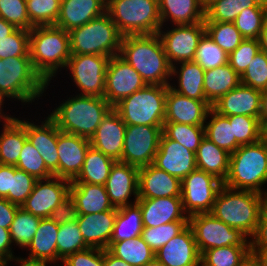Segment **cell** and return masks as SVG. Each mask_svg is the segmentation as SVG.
Returning a JSON list of instances; mask_svg holds the SVG:
<instances>
[{
  "instance_id": "91938a15",
  "label": "cell",
  "mask_w": 267,
  "mask_h": 266,
  "mask_svg": "<svg viewBox=\"0 0 267 266\" xmlns=\"http://www.w3.org/2000/svg\"><path fill=\"white\" fill-rule=\"evenodd\" d=\"M49 218L57 225L76 221L78 210L74 199L69 195L52 211Z\"/></svg>"
},
{
  "instance_id": "7c38bea8",
  "label": "cell",
  "mask_w": 267,
  "mask_h": 266,
  "mask_svg": "<svg viewBox=\"0 0 267 266\" xmlns=\"http://www.w3.org/2000/svg\"><path fill=\"white\" fill-rule=\"evenodd\" d=\"M109 60L108 56L95 54L71 55L66 69L71 72L69 74L81 91L80 95L103 97Z\"/></svg>"
},
{
  "instance_id": "09005b40",
  "label": "cell",
  "mask_w": 267,
  "mask_h": 266,
  "mask_svg": "<svg viewBox=\"0 0 267 266\" xmlns=\"http://www.w3.org/2000/svg\"><path fill=\"white\" fill-rule=\"evenodd\" d=\"M243 266H258V264L251 258L248 262H246Z\"/></svg>"
},
{
  "instance_id": "a7ac6f4b",
  "label": "cell",
  "mask_w": 267,
  "mask_h": 266,
  "mask_svg": "<svg viewBox=\"0 0 267 266\" xmlns=\"http://www.w3.org/2000/svg\"><path fill=\"white\" fill-rule=\"evenodd\" d=\"M20 264V266H48L47 264H52V262L47 260H34L30 258L15 257L13 261Z\"/></svg>"
},
{
  "instance_id": "52a82bcc",
  "label": "cell",
  "mask_w": 267,
  "mask_h": 266,
  "mask_svg": "<svg viewBox=\"0 0 267 266\" xmlns=\"http://www.w3.org/2000/svg\"><path fill=\"white\" fill-rule=\"evenodd\" d=\"M49 84L35 72L30 57H8L0 60V94L4 98L32 103L42 97ZM42 94V95H41Z\"/></svg>"
},
{
  "instance_id": "f6af8a7d",
  "label": "cell",
  "mask_w": 267,
  "mask_h": 266,
  "mask_svg": "<svg viewBox=\"0 0 267 266\" xmlns=\"http://www.w3.org/2000/svg\"><path fill=\"white\" fill-rule=\"evenodd\" d=\"M254 5L252 0H210L205 5L204 21L234 22L241 11Z\"/></svg>"
},
{
  "instance_id": "8d00e7d4",
  "label": "cell",
  "mask_w": 267,
  "mask_h": 266,
  "mask_svg": "<svg viewBox=\"0 0 267 266\" xmlns=\"http://www.w3.org/2000/svg\"><path fill=\"white\" fill-rule=\"evenodd\" d=\"M143 229L142 213L137 202L117 208V216L110 242L139 237Z\"/></svg>"
},
{
  "instance_id": "e7e4bbea",
  "label": "cell",
  "mask_w": 267,
  "mask_h": 266,
  "mask_svg": "<svg viewBox=\"0 0 267 266\" xmlns=\"http://www.w3.org/2000/svg\"><path fill=\"white\" fill-rule=\"evenodd\" d=\"M12 245L9 229L0 227V256L7 264L15 258L11 248Z\"/></svg>"
},
{
  "instance_id": "b9fcfbb0",
  "label": "cell",
  "mask_w": 267,
  "mask_h": 266,
  "mask_svg": "<svg viewBox=\"0 0 267 266\" xmlns=\"http://www.w3.org/2000/svg\"><path fill=\"white\" fill-rule=\"evenodd\" d=\"M255 4H259L267 8V0H252Z\"/></svg>"
},
{
  "instance_id": "ee69618b",
  "label": "cell",
  "mask_w": 267,
  "mask_h": 266,
  "mask_svg": "<svg viewBox=\"0 0 267 266\" xmlns=\"http://www.w3.org/2000/svg\"><path fill=\"white\" fill-rule=\"evenodd\" d=\"M56 240L58 262H62L72 253L89 248L82 237L77 220L59 225Z\"/></svg>"
},
{
  "instance_id": "7a4b0ae2",
  "label": "cell",
  "mask_w": 267,
  "mask_h": 266,
  "mask_svg": "<svg viewBox=\"0 0 267 266\" xmlns=\"http://www.w3.org/2000/svg\"><path fill=\"white\" fill-rule=\"evenodd\" d=\"M29 53L35 72L50 84L71 57L69 32L55 25L34 26L30 30Z\"/></svg>"
},
{
  "instance_id": "277c9868",
  "label": "cell",
  "mask_w": 267,
  "mask_h": 266,
  "mask_svg": "<svg viewBox=\"0 0 267 266\" xmlns=\"http://www.w3.org/2000/svg\"><path fill=\"white\" fill-rule=\"evenodd\" d=\"M262 211L261 194L235 190L223 185L215 198L211 214L251 238Z\"/></svg>"
},
{
  "instance_id": "db71d44e",
  "label": "cell",
  "mask_w": 267,
  "mask_h": 266,
  "mask_svg": "<svg viewBox=\"0 0 267 266\" xmlns=\"http://www.w3.org/2000/svg\"><path fill=\"white\" fill-rule=\"evenodd\" d=\"M30 31L17 28L12 34L0 39V59L30 57Z\"/></svg>"
},
{
  "instance_id": "bcb514c9",
  "label": "cell",
  "mask_w": 267,
  "mask_h": 266,
  "mask_svg": "<svg viewBox=\"0 0 267 266\" xmlns=\"http://www.w3.org/2000/svg\"><path fill=\"white\" fill-rule=\"evenodd\" d=\"M266 16L267 8L255 4L241 11L234 24L244 39H258Z\"/></svg>"
},
{
  "instance_id": "8fae6325",
  "label": "cell",
  "mask_w": 267,
  "mask_h": 266,
  "mask_svg": "<svg viewBox=\"0 0 267 266\" xmlns=\"http://www.w3.org/2000/svg\"><path fill=\"white\" fill-rule=\"evenodd\" d=\"M223 182L215 176L195 169L181 180L183 210L188 217L199 213H211L215 198Z\"/></svg>"
},
{
  "instance_id": "d6a6232c",
  "label": "cell",
  "mask_w": 267,
  "mask_h": 266,
  "mask_svg": "<svg viewBox=\"0 0 267 266\" xmlns=\"http://www.w3.org/2000/svg\"><path fill=\"white\" fill-rule=\"evenodd\" d=\"M195 156L197 169L215 176L224 183L229 172L230 153L204 137Z\"/></svg>"
},
{
  "instance_id": "003e7915",
  "label": "cell",
  "mask_w": 267,
  "mask_h": 266,
  "mask_svg": "<svg viewBox=\"0 0 267 266\" xmlns=\"http://www.w3.org/2000/svg\"><path fill=\"white\" fill-rule=\"evenodd\" d=\"M250 252L258 266H267V249H250Z\"/></svg>"
},
{
  "instance_id": "680465c9",
  "label": "cell",
  "mask_w": 267,
  "mask_h": 266,
  "mask_svg": "<svg viewBox=\"0 0 267 266\" xmlns=\"http://www.w3.org/2000/svg\"><path fill=\"white\" fill-rule=\"evenodd\" d=\"M62 266H104V250L89 247L69 255Z\"/></svg>"
},
{
  "instance_id": "44dd1931",
  "label": "cell",
  "mask_w": 267,
  "mask_h": 266,
  "mask_svg": "<svg viewBox=\"0 0 267 266\" xmlns=\"http://www.w3.org/2000/svg\"><path fill=\"white\" fill-rule=\"evenodd\" d=\"M127 125L112 108L90 138V145L106 156L121 161Z\"/></svg>"
},
{
  "instance_id": "ba28073f",
  "label": "cell",
  "mask_w": 267,
  "mask_h": 266,
  "mask_svg": "<svg viewBox=\"0 0 267 266\" xmlns=\"http://www.w3.org/2000/svg\"><path fill=\"white\" fill-rule=\"evenodd\" d=\"M106 12L123 36L155 34L162 27L158 0H107Z\"/></svg>"
},
{
  "instance_id": "4316f807",
  "label": "cell",
  "mask_w": 267,
  "mask_h": 266,
  "mask_svg": "<svg viewBox=\"0 0 267 266\" xmlns=\"http://www.w3.org/2000/svg\"><path fill=\"white\" fill-rule=\"evenodd\" d=\"M117 208L97 214L78 215L77 222L89 247L107 249L112 238Z\"/></svg>"
},
{
  "instance_id": "d590c367",
  "label": "cell",
  "mask_w": 267,
  "mask_h": 266,
  "mask_svg": "<svg viewBox=\"0 0 267 266\" xmlns=\"http://www.w3.org/2000/svg\"><path fill=\"white\" fill-rule=\"evenodd\" d=\"M115 160L90 147L87 150L83 167L71 183L105 185Z\"/></svg>"
},
{
  "instance_id": "836d02e7",
  "label": "cell",
  "mask_w": 267,
  "mask_h": 266,
  "mask_svg": "<svg viewBox=\"0 0 267 266\" xmlns=\"http://www.w3.org/2000/svg\"><path fill=\"white\" fill-rule=\"evenodd\" d=\"M26 140L25 120L14 117L9 123L3 124L0 134V164L16 166Z\"/></svg>"
},
{
  "instance_id": "ffe728a7",
  "label": "cell",
  "mask_w": 267,
  "mask_h": 266,
  "mask_svg": "<svg viewBox=\"0 0 267 266\" xmlns=\"http://www.w3.org/2000/svg\"><path fill=\"white\" fill-rule=\"evenodd\" d=\"M211 108L207 101L180 95L167 85L164 122L204 126Z\"/></svg>"
},
{
  "instance_id": "11e5206c",
  "label": "cell",
  "mask_w": 267,
  "mask_h": 266,
  "mask_svg": "<svg viewBox=\"0 0 267 266\" xmlns=\"http://www.w3.org/2000/svg\"><path fill=\"white\" fill-rule=\"evenodd\" d=\"M262 209L265 214H267V191L262 192Z\"/></svg>"
},
{
  "instance_id": "2a66077c",
  "label": "cell",
  "mask_w": 267,
  "mask_h": 266,
  "mask_svg": "<svg viewBox=\"0 0 267 266\" xmlns=\"http://www.w3.org/2000/svg\"><path fill=\"white\" fill-rule=\"evenodd\" d=\"M144 266H163L156 258H154L152 261L148 262Z\"/></svg>"
},
{
  "instance_id": "603a6c76",
  "label": "cell",
  "mask_w": 267,
  "mask_h": 266,
  "mask_svg": "<svg viewBox=\"0 0 267 266\" xmlns=\"http://www.w3.org/2000/svg\"><path fill=\"white\" fill-rule=\"evenodd\" d=\"M181 197V180L149 164L139 167L138 199Z\"/></svg>"
},
{
  "instance_id": "6f0895ef",
  "label": "cell",
  "mask_w": 267,
  "mask_h": 266,
  "mask_svg": "<svg viewBox=\"0 0 267 266\" xmlns=\"http://www.w3.org/2000/svg\"><path fill=\"white\" fill-rule=\"evenodd\" d=\"M35 182L36 179L33 176L14 166L11 192H9L6 199L21 207L27 197L32 193Z\"/></svg>"
},
{
  "instance_id": "7402d4cb",
  "label": "cell",
  "mask_w": 267,
  "mask_h": 266,
  "mask_svg": "<svg viewBox=\"0 0 267 266\" xmlns=\"http://www.w3.org/2000/svg\"><path fill=\"white\" fill-rule=\"evenodd\" d=\"M90 147V139L58 129L59 177L74 180L82 170Z\"/></svg>"
},
{
  "instance_id": "83f0119b",
  "label": "cell",
  "mask_w": 267,
  "mask_h": 266,
  "mask_svg": "<svg viewBox=\"0 0 267 266\" xmlns=\"http://www.w3.org/2000/svg\"><path fill=\"white\" fill-rule=\"evenodd\" d=\"M107 0H61L55 26L69 32L106 12Z\"/></svg>"
},
{
  "instance_id": "30bf717a",
  "label": "cell",
  "mask_w": 267,
  "mask_h": 266,
  "mask_svg": "<svg viewBox=\"0 0 267 266\" xmlns=\"http://www.w3.org/2000/svg\"><path fill=\"white\" fill-rule=\"evenodd\" d=\"M200 254L223 246H250V239L211 213H199L188 217Z\"/></svg>"
},
{
  "instance_id": "4fadbf2b",
  "label": "cell",
  "mask_w": 267,
  "mask_h": 266,
  "mask_svg": "<svg viewBox=\"0 0 267 266\" xmlns=\"http://www.w3.org/2000/svg\"><path fill=\"white\" fill-rule=\"evenodd\" d=\"M163 126L128 125L121 162L137 167L153 164Z\"/></svg>"
},
{
  "instance_id": "c3c4849f",
  "label": "cell",
  "mask_w": 267,
  "mask_h": 266,
  "mask_svg": "<svg viewBox=\"0 0 267 266\" xmlns=\"http://www.w3.org/2000/svg\"><path fill=\"white\" fill-rule=\"evenodd\" d=\"M27 13L33 26L55 25L61 0H26Z\"/></svg>"
},
{
  "instance_id": "f35d334b",
  "label": "cell",
  "mask_w": 267,
  "mask_h": 266,
  "mask_svg": "<svg viewBox=\"0 0 267 266\" xmlns=\"http://www.w3.org/2000/svg\"><path fill=\"white\" fill-rule=\"evenodd\" d=\"M107 249L132 266H144L155 258V252L141 236L119 242H110Z\"/></svg>"
},
{
  "instance_id": "6da1fadb",
  "label": "cell",
  "mask_w": 267,
  "mask_h": 266,
  "mask_svg": "<svg viewBox=\"0 0 267 266\" xmlns=\"http://www.w3.org/2000/svg\"><path fill=\"white\" fill-rule=\"evenodd\" d=\"M119 55L147 85H170L172 66L157 33L123 36Z\"/></svg>"
},
{
  "instance_id": "9a60e30c",
  "label": "cell",
  "mask_w": 267,
  "mask_h": 266,
  "mask_svg": "<svg viewBox=\"0 0 267 266\" xmlns=\"http://www.w3.org/2000/svg\"><path fill=\"white\" fill-rule=\"evenodd\" d=\"M146 85L140 74L120 55L110 57L103 97L112 107Z\"/></svg>"
},
{
  "instance_id": "f907efd6",
  "label": "cell",
  "mask_w": 267,
  "mask_h": 266,
  "mask_svg": "<svg viewBox=\"0 0 267 266\" xmlns=\"http://www.w3.org/2000/svg\"><path fill=\"white\" fill-rule=\"evenodd\" d=\"M233 123V137L240 145H247L260 140L261 123L260 117L247 115L227 116Z\"/></svg>"
},
{
  "instance_id": "9f6ffc18",
  "label": "cell",
  "mask_w": 267,
  "mask_h": 266,
  "mask_svg": "<svg viewBox=\"0 0 267 266\" xmlns=\"http://www.w3.org/2000/svg\"><path fill=\"white\" fill-rule=\"evenodd\" d=\"M259 51L260 46L258 39H244L241 44L229 54L228 64L241 76Z\"/></svg>"
},
{
  "instance_id": "5b68a950",
  "label": "cell",
  "mask_w": 267,
  "mask_h": 266,
  "mask_svg": "<svg viewBox=\"0 0 267 266\" xmlns=\"http://www.w3.org/2000/svg\"><path fill=\"white\" fill-rule=\"evenodd\" d=\"M267 182V146L258 142L241 145L230 154L229 172L223 185L262 194Z\"/></svg>"
},
{
  "instance_id": "74e56055",
  "label": "cell",
  "mask_w": 267,
  "mask_h": 266,
  "mask_svg": "<svg viewBox=\"0 0 267 266\" xmlns=\"http://www.w3.org/2000/svg\"><path fill=\"white\" fill-rule=\"evenodd\" d=\"M207 117L212 118L204 124L205 137L228 153L235 152L241 145L233 137V123L229 122L227 116L219 114L213 108Z\"/></svg>"
},
{
  "instance_id": "be15d7a7",
  "label": "cell",
  "mask_w": 267,
  "mask_h": 266,
  "mask_svg": "<svg viewBox=\"0 0 267 266\" xmlns=\"http://www.w3.org/2000/svg\"><path fill=\"white\" fill-rule=\"evenodd\" d=\"M12 176H14V166L0 164V198H6L11 192Z\"/></svg>"
},
{
  "instance_id": "60d3db41",
  "label": "cell",
  "mask_w": 267,
  "mask_h": 266,
  "mask_svg": "<svg viewBox=\"0 0 267 266\" xmlns=\"http://www.w3.org/2000/svg\"><path fill=\"white\" fill-rule=\"evenodd\" d=\"M41 219L19 207L9 228L12 243L21 248H27L38 229Z\"/></svg>"
},
{
  "instance_id": "979ff035",
  "label": "cell",
  "mask_w": 267,
  "mask_h": 266,
  "mask_svg": "<svg viewBox=\"0 0 267 266\" xmlns=\"http://www.w3.org/2000/svg\"><path fill=\"white\" fill-rule=\"evenodd\" d=\"M0 266H8L7 262L0 256Z\"/></svg>"
},
{
  "instance_id": "03108f58",
  "label": "cell",
  "mask_w": 267,
  "mask_h": 266,
  "mask_svg": "<svg viewBox=\"0 0 267 266\" xmlns=\"http://www.w3.org/2000/svg\"><path fill=\"white\" fill-rule=\"evenodd\" d=\"M104 266H132L121 258L113 255L108 249H104Z\"/></svg>"
},
{
  "instance_id": "4dcf8cb0",
  "label": "cell",
  "mask_w": 267,
  "mask_h": 266,
  "mask_svg": "<svg viewBox=\"0 0 267 266\" xmlns=\"http://www.w3.org/2000/svg\"><path fill=\"white\" fill-rule=\"evenodd\" d=\"M178 64H180V69L176 66ZM172 76L178 78V87L169 85L172 90L189 98L206 101L203 86L204 69L199 64L194 61L174 64L171 71Z\"/></svg>"
},
{
  "instance_id": "34e18365",
  "label": "cell",
  "mask_w": 267,
  "mask_h": 266,
  "mask_svg": "<svg viewBox=\"0 0 267 266\" xmlns=\"http://www.w3.org/2000/svg\"><path fill=\"white\" fill-rule=\"evenodd\" d=\"M5 101V98L0 94V119H2V121H4L3 123L4 124H7L9 123L14 117L13 116H9V115H6L4 112H2L3 108H2V105H4L3 103Z\"/></svg>"
},
{
  "instance_id": "d4e9b609",
  "label": "cell",
  "mask_w": 267,
  "mask_h": 266,
  "mask_svg": "<svg viewBox=\"0 0 267 266\" xmlns=\"http://www.w3.org/2000/svg\"><path fill=\"white\" fill-rule=\"evenodd\" d=\"M144 228L158 227L174 221H188L181 197L137 199Z\"/></svg>"
},
{
  "instance_id": "484cf974",
  "label": "cell",
  "mask_w": 267,
  "mask_h": 266,
  "mask_svg": "<svg viewBox=\"0 0 267 266\" xmlns=\"http://www.w3.org/2000/svg\"><path fill=\"white\" fill-rule=\"evenodd\" d=\"M262 92L240 84L222 96L212 108L221 115L260 117Z\"/></svg>"
},
{
  "instance_id": "7bdbcfd3",
  "label": "cell",
  "mask_w": 267,
  "mask_h": 266,
  "mask_svg": "<svg viewBox=\"0 0 267 266\" xmlns=\"http://www.w3.org/2000/svg\"><path fill=\"white\" fill-rule=\"evenodd\" d=\"M205 32L228 55L244 40L234 22L204 21Z\"/></svg>"
},
{
  "instance_id": "f546056e",
  "label": "cell",
  "mask_w": 267,
  "mask_h": 266,
  "mask_svg": "<svg viewBox=\"0 0 267 266\" xmlns=\"http://www.w3.org/2000/svg\"><path fill=\"white\" fill-rule=\"evenodd\" d=\"M162 27L164 22L190 25L205 20L203 0H158Z\"/></svg>"
},
{
  "instance_id": "11a10c76",
  "label": "cell",
  "mask_w": 267,
  "mask_h": 266,
  "mask_svg": "<svg viewBox=\"0 0 267 266\" xmlns=\"http://www.w3.org/2000/svg\"><path fill=\"white\" fill-rule=\"evenodd\" d=\"M0 17L16 28L31 30L26 0H0Z\"/></svg>"
},
{
  "instance_id": "9c48e42d",
  "label": "cell",
  "mask_w": 267,
  "mask_h": 266,
  "mask_svg": "<svg viewBox=\"0 0 267 266\" xmlns=\"http://www.w3.org/2000/svg\"><path fill=\"white\" fill-rule=\"evenodd\" d=\"M167 86L146 85L122 99L113 109L128 125L163 126Z\"/></svg>"
},
{
  "instance_id": "8992f818",
  "label": "cell",
  "mask_w": 267,
  "mask_h": 266,
  "mask_svg": "<svg viewBox=\"0 0 267 266\" xmlns=\"http://www.w3.org/2000/svg\"><path fill=\"white\" fill-rule=\"evenodd\" d=\"M69 36L71 55L112 57L120 54L123 35L107 12L69 31Z\"/></svg>"
},
{
  "instance_id": "e575fe53",
  "label": "cell",
  "mask_w": 267,
  "mask_h": 266,
  "mask_svg": "<svg viewBox=\"0 0 267 266\" xmlns=\"http://www.w3.org/2000/svg\"><path fill=\"white\" fill-rule=\"evenodd\" d=\"M59 225L50 218L41 219L38 229L28 245L30 250L27 258L34 260H47L57 263V234Z\"/></svg>"
},
{
  "instance_id": "b9f144b4",
  "label": "cell",
  "mask_w": 267,
  "mask_h": 266,
  "mask_svg": "<svg viewBox=\"0 0 267 266\" xmlns=\"http://www.w3.org/2000/svg\"><path fill=\"white\" fill-rule=\"evenodd\" d=\"M162 133L171 140L196 153L201 140L205 137L204 126L164 122Z\"/></svg>"
},
{
  "instance_id": "2644e50d",
  "label": "cell",
  "mask_w": 267,
  "mask_h": 266,
  "mask_svg": "<svg viewBox=\"0 0 267 266\" xmlns=\"http://www.w3.org/2000/svg\"><path fill=\"white\" fill-rule=\"evenodd\" d=\"M260 50L267 54V16L265 18L261 33L258 37Z\"/></svg>"
},
{
  "instance_id": "6125c7cd",
  "label": "cell",
  "mask_w": 267,
  "mask_h": 266,
  "mask_svg": "<svg viewBox=\"0 0 267 266\" xmlns=\"http://www.w3.org/2000/svg\"><path fill=\"white\" fill-rule=\"evenodd\" d=\"M20 206L0 198V227L9 229Z\"/></svg>"
},
{
  "instance_id": "681fc988",
  "label": "cell",
  "mask_w": 267,
  "mask_h": 266,
  "mask_svg": "<svg viewBox=\"0 0 267 266\" xmlns=\"http://www.w3.org/2000/svg\"><path fill=\"white\" fill-rule=\"evenodd\" d=\"M16 168L25 171L36 180L47 179L53 174L47 169L42 156L27 139L23 145Z\"/></svg>"
},
{
  "instance_id": "816d5d0a",
  "label": "cell",
  "mask_w": 267,
  "mask_h": 266,
  "mask_svg": "<svg viewBox=\"0 0 267 266\" xmlns=\"http://www.w3.org/2000/svg\"><path fill=\"white\" fill-rule=\"evenodd\" d=\"M187 225L188 221H174L158 227L144 228L141 237L154 252H157L171 238L179 234Z\"/></svg>"
},
{
  "instance_id": "8c879c8a",
  "label": "cell",
  "mask_w": 267,
  "mask_h": 266,
  "mask_svg": "<svg viewBox=\"0 0 267 266\" xmlns=\"http://www.w3.org/2000/svg\"><path fill=\"white\" fill-rule=\"evenodd\" d=\"M260 119H267V91L262 92Z\"/></svg>"
},
{
  "instance_id": "89a4df30",
  "label": "cell",
  "mask_w": 267,
  "mask_h": 266,
  "mask_svg": "<svg viewBox=\"0 0 267 266\" xmlns=\"http://www.w3.org/2000/svg\"><path fill=\"white\" fill-rule=\"evenodd\" d=\"M17 28L0 17V39L9 36L12 34Z\"/></svg>"
},
{
  "instance_id": "f1b7e54d",
  "label": "cell",
  "mask_w": 267,
  "mask_h": 266,
  "mask_svg": "<svg viewBox=\"0 0 267 266\" xmlns=\"http://www.w3.org/2000/svg\"><path fill=\"white\" fill-rule=\"evenodd\" d=\"M70 196L74 199L78 215L97 214L114 208L105 185L71 183Z\"/></svg>"
},
{
  "instance_id": "94428289",
  "label": "cell",
  "mask_w": 267,
  "mask_h": 266,
  "mask_svg": "<svg viewBox=\"0 0 267 266\" xmlns=\"http://www.w3.org/2000/svg\"><path fill=\"white\" fill-rule=\"evenodd\" d=\"M251 239L250 249H267V214L263 211L259 216L256 231Z\"/></svg>"
},
{
  "instance_id": "ab89813d",
  "label": "cell",
  "mask_w": 267,
  "mask_h": 266,
  "mask_svg": "<svg viewBox=\"0 0 267 266\" xmlns=\"http://www.w3.org/2000/svg\"><path fill=\"white\" fill-rule=\"evenodd\" d=\"M250 246H223L201 254L202 266H243L251 259Z\"/></svg>"
},
{
  "instance_id": "f5cc1de1",
  "label": "cell",
  "mask_w": 267,
  "mask_h": 266,
  "mask_svg": "<svg viewBox=\"0 0 267 266\" xmlns=\"http://www.w3.org/2000/svg\"><path fill=\"white\" fill-rule=\"evenodd\" d=\"M241 84L255 90L267 91V54L260 50L241 75Z\"/></svg>"
},
{
  "instance_id": "7dc6e473",
  "label": "cell",
  "mask_w": 267,
  "mask_h": 266,
  "mask_svg": "<svg viewBox=\"0 0 267 266\" xmlns=\"http://www.w3.org/2000/svg\"><path fill=\"white\" fill-rule=\"evenodd\" d=\"M228 58L229 55L205 32L198 42L193 61L208 70L227 64Z\"/></svg>"
},
{
  "instance_id": "753ad0ef",
  "label": "cell",
  "mask_w": 267,
  "mask_h": 266,
  "mask_svg": "<svg viewBox=\"0 0 267 266\" xmlns=\"http://www.w3.org/2000/svg\"><path fill=\"white\" fill-rule=\"evenodd\" d=\"M261 133L260 140L267 146V119H260Z\"/></svg>"
},
{
  "instance_id": "2e32d148",
  "label": "cell",
  "mask_w": 267,
  "mask_h": 266,
  "mask_svg": "<svg viewBox=\"0 0 267 266\" xmlns=\"http://www.w3.org/2000/svg\"><path fill=\"white\" fill-rule=\"evenodd\" d=\"M71 181L52 176L36 180L32 193L21 207L40 218H49L52 211L70 195Z\"/></svg>"
},
{
  "instance_id": "e0dca14e",
  "label": "cell",
  "mask_w": 267,
  "mask_h": 266,
  "mask_svg": "<svg viewBox=\"0 0 267 266\" xmlns=\"http://www.w3.org/2000/svg\"><path fill=\"white\" fill-rule=\"evenodd\" d=\"M153 165L180 180L197 169L195 153L177 141L168 139L163 133Z\"/></svg>"
},
{
  "instance_id": "d6986e66",
  "label": "cell",
  "mask_w": 267,
  "mask_h": 266,
  "mask_svg": "<svg viewBox=\"0 0 267 266\" xmlns=\"http://www.w3.org/2000/svg\"><path fill=\"white\" fill-rule=\"evenodd\" d=\"M139 167L115 161L105 183L106 192L113 207L120 208L137 202ZM131 195L134 202H129Z\"/></svg>"
},
{
  "instance_id": "1f68e13d",
  "label": "cell",
  "mask_w": 267,
  "mask_h": 266,
  "mask_svg": "<svg viewBox=\"0 0 267 266\" xmlns=\"http://www.w3.org/2000/svg\"><path fill=\"white\" fill-rule=\"evenodd\" d=\"M240 84L241 76L228 63L204 70V93L206 101L211 106Z\"/></svg>"
},
{
  "instance_id": "3957f363",
  "label": "cell",
  "mask_w": 267,
  "mask_h": 266,
  "mask_svg": "<svg viewBox=\"0 0 267 266\" xmlns=\"http://www.w3.org/2000/svg\"><path fill=\"white\" fill-rule=\"evenodd\" d=\"M113 107L104 97L75 95L48 115L60 131L90 139Z\"/></svg>"
},
{
  "instance_id": "deb4b68c",
  "label": "cell",
  "mask_w": 267,
  "mask_h": 266,
  "mask_svg": "<svg viewBox=\"0 0 267 266\" xmlns=\"http://www.w3.org/2000/svg\"><path fill=\"white\" fill-rule=\"evenodd\" d=\"M210 0H203L204 5H206Z\"/></svg>"
},
{
  "instance_id": "5bb4252c",
  "label": "cell",
  "mask_w": 267,
  "mask_h": 266,
  "mask_svg": "<svg viewBox=\"0 0 267 266\" xmlns=\"http://www.w3.org/2000/svg\"><path fill=\"white\" fill-rule=\"evenodd\" d=\"M162 28L157 34L170 65L193 61L198 42L205 33L204 21L190 25H175L166 32Z\"/></svg>"
},
{
  "instance_id": "cb8c5ba5",
  "label": "cell",
  "mask_w": 267,
  "mask_h": 266,
  "mask_svg": "<svg viewBox=\"0 0 267 266\" xmlns=\"http://www.w3.org/2000/svg\"><path fill=\"white\" fill-rule=\"evenodd\" d=\"M41 123L35 125L26 120L27 139L42 156L47 169L53 176L59 177L58 127L49 116Z\"/></svg>"
},
{
  "instance_id": "ac0fdd59",
  "label": "cell",
  "mask_w": 267,
  "mask_h": 266,
  "mask_svg": "<svg viewBox=\"0 0 267 266\" xmlns=\"http://www.w3.org/2000/svg\"><path fill=\"white\" fill-rule=\"evenodd\" d=\"M155 258L163 266H200L201 254L194 239L193 231L187 225L155 252Z\"/></svg>"
}]
</instances>
